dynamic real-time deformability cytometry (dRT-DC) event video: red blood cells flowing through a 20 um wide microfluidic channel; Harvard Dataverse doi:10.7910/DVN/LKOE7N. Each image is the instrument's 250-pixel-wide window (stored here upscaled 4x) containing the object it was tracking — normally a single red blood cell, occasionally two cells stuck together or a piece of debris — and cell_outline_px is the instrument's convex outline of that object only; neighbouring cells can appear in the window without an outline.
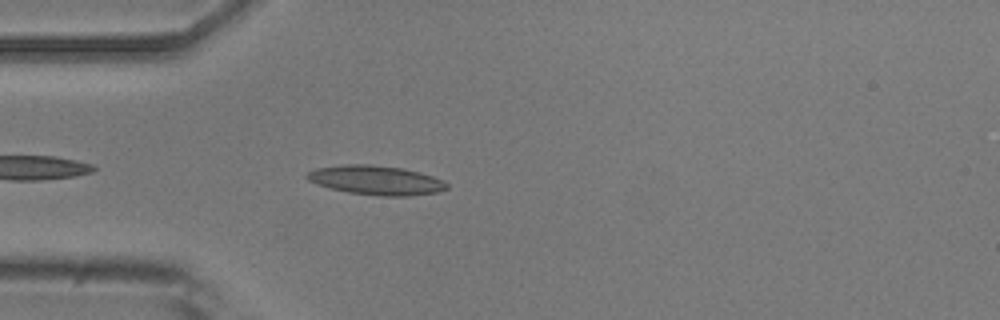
{"species": "common noctule bat (a hibernating species)", "species_latin": "Nyctalus noctula", "temperature_condition": "room temperature", "stored_images_in_passage": 5, "camera_frame_rate_fps": 3000, "um_per_image_px": 0.085, "animal": {"sex": "male", "body_mass_g": 20.5, "forearm_length_mm": 52.5}, "frame": {"image": 1, "passage_image": 5, "time_ms": 4.667, "image_size_px": [1000, 320], "cell_outline_px": [[448, 188], [440, 192], [408, 196], [380, 196], [348, 192], [316, 184], [308, 180], [304, 176], [308, 172], [316, 168], [344, 164], [372, 164], [404, 168], [420, 172], [444, 180], [448, 184]], "centroid_in_image_um": [31.99, 15.31], "position_along_channel_um": 53.0, "area_um2": 24.04}}